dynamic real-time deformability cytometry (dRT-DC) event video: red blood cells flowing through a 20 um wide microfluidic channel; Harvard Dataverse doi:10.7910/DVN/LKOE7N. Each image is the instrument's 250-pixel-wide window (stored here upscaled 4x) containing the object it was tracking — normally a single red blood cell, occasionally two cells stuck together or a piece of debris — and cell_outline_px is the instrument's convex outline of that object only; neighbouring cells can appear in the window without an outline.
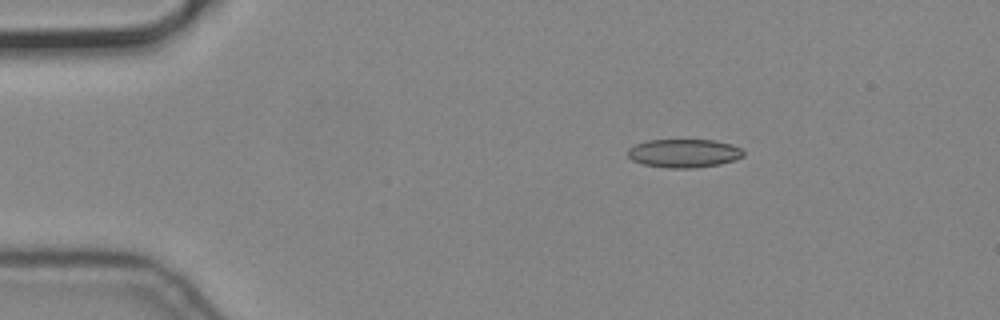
{"species": "common noctule bat (a hibernating species)", "species_latin": "Nyctalus noctula", "temperature_condition": "cold", "stored_images_in_passage": 5, "camera_frame_rate_fps": 3000, "um_per_image_px": 0.085, "animal": {"sex": "male", "body_mass_g": 19.2, "forearm_length_mm": 51.8}, "frame": {"image": 1, "passage_image": 1, "time_ms": 0.0, "image_size_px": [1000, 320], "cell_outline_px": [[744, 156], [736, 160], [720, 164], [692, 168], [668, 168], [644, 164], [632, 160], [628, 156], [628, 148], [636, 144], [648, 140], [712, 140], [732, 144], [740, 148], [744, 152]], "centroid_in_image_um": [58.15, 13.03], "position_along_channel_um": 26.8, "area_um2": 19.19}}
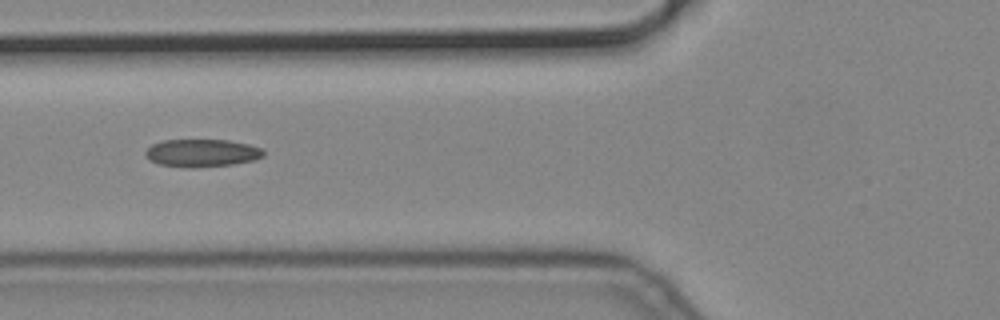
{"frame": {"image": 2, "passage_image": 4, "time_ms": 1.0, "image_size_px": [1000, 320], "cell_outline_px": [[264, 156], [252, 160], [232, 164], [192, 168], [160, 164], [148, 160], [144, 156], [144, 152], [152, 144], [160, 140], [228, 140], [248, 144], [264, 148]], "centroid_in_image_um": [17.13, 12.99], "position_along_channel_um": 108.7, "area_um2": 19.13}}
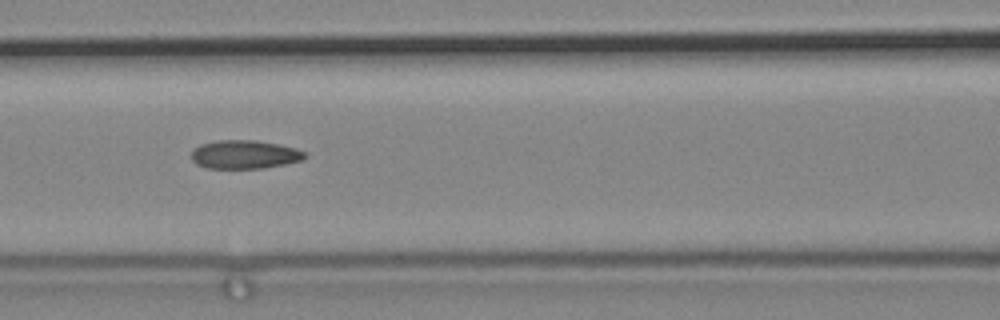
{"frame": {"image": 3, "passage_image": 5, "time_ms": 1.333, "image_size_px": [1000, 320], "cell_outline_px": [[308, 156], [300, 160], [284, 164], [264, 168], [204, 168], [196, 164], [192, 160], [192, 148], [200, 144], [216, 140], [256, 140], [296, 148], [304, 152]], "centroid_in_image_um": [20.74, 13.13], "position_along_channel_um": 145.9, "area_um2": 18.9}}